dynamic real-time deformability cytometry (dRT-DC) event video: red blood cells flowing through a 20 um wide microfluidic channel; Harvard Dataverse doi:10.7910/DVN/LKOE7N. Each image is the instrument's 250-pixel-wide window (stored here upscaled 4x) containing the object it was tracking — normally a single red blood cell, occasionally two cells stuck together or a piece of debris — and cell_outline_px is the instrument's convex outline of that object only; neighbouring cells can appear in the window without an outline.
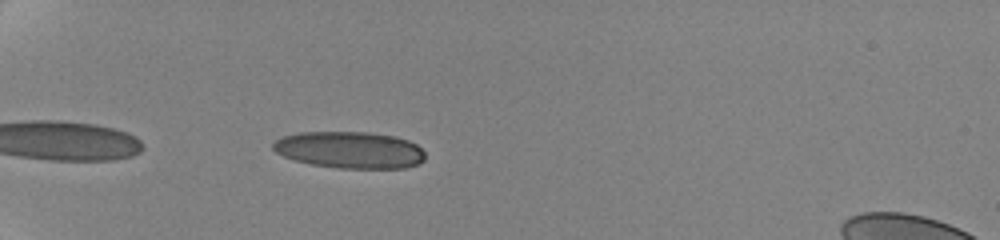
{"species": "human", "species_latin": "Homo sapiens", "temperature_condition": "cold", "stored_images_in_passage": 12, "camera_frame_rate_fps": 3000, "um_per_image_px": 0.085, "donor": {"sex": "female"}, "frame": {"image": 1, "passage_image": 7, "time_ms": 5.667, "image_size_px": [1000, 240], "cell_outline_px": [[424, 160], [420, 164], [404, 168], [336, 168], [312, 164], [296, 160], [284, 156], [276, 152], [272, 148], [272, 144], [276, 140], [284, 136], [300, 132], [368, 132], [396, 136], [408, 140], [416, 144], [424, 152]], "centroid_in_image_um": [29.76, 12.74], "position_along_channel_um": 55.2, "area_um2": 32.6}}
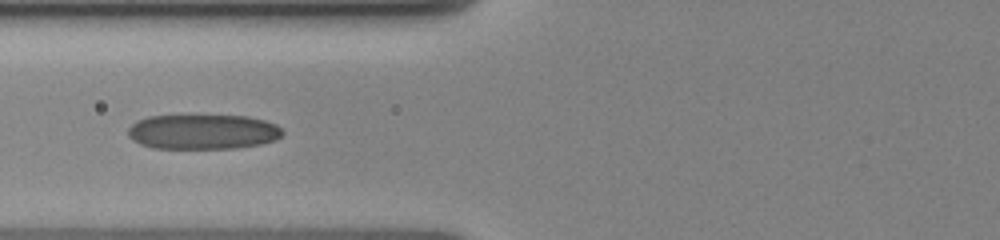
{"frame": {"image": 2, "passage_image": 10, "time_ms": 8.0, "image_size_px": [1000, 240], "cell_outline_px": [[284, 132], [276, 140], [260, 144], [236, 148], [152, 148], [140, 144], [132, 140], [128, 136], [128, 128], [132, 124], [148, 116], [248, 116], [264, 120], [276, 124]], "centroid_in_image_um": [17.24, 11.21], "position_along_channel_um": 108.6, "area_um2": 31.33}}
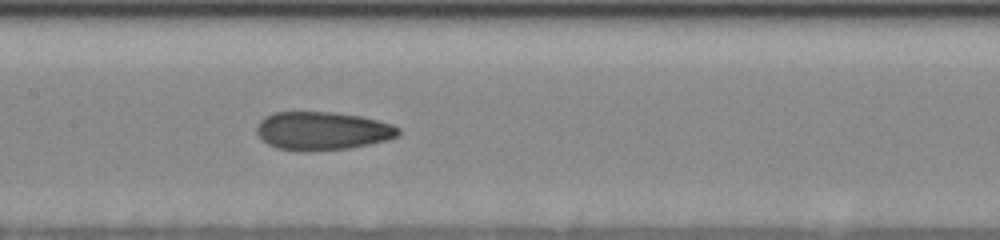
{"frame": {"image": 3, "passage_image": 12, "time_ms": 10.0, "image_size_px": [1000, 240], "cell_outline_px": [[400, 136], [352, 148], [312, 152], [304, 152], [276, 148], [268, 144], [256, 132], [256, 128], [260, 120], [264, 116], [276, 112], [328, 112], [360, 116], [392, 124], [400, 128]], "centroid_in_image_um": [27.39, 11.14], "position_along_channel_um": 180.0, "area_um2": 31.79}}